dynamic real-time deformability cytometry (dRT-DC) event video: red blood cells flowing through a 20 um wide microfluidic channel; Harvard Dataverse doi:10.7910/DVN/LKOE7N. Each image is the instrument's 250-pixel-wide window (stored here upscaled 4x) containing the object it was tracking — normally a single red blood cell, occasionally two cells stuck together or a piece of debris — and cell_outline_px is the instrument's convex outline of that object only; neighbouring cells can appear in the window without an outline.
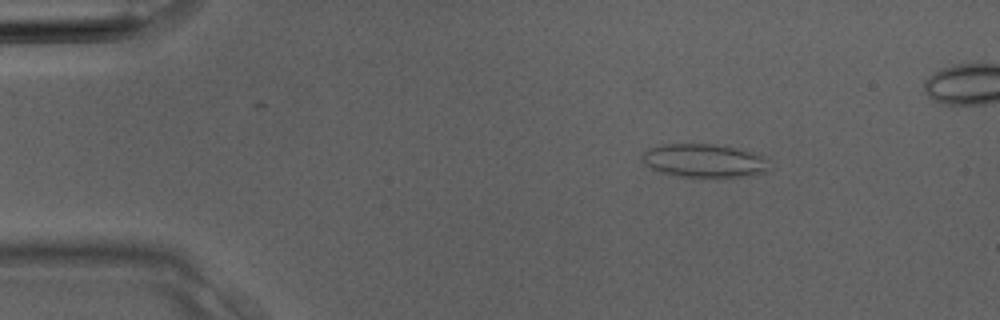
{"species": "Egyptian fruit bat (a non-hibernating species)", "species_latin": "Rousettus aegyptiacus", "temperature_condition": "room temperature", "stored_images_in_passage": 3, "camera_frame_rate_fps": 3000, "um_per_image_px": 0.085, "animal": {"sex": "male"}, "frame": {"image": 1, "passage_image": 1, "time_ms": 0.0, "image_size_px": [1000, 320], "cell_outline_px": [[764, 172], [744, 176], [696, 180], [660, 172], [644, 164], [640, 160], [640, 156], [648, 148], [664, 144], [716, 144], [736, 148], [752, 152], [760, 156], [764, 160]], "centroid_in_image_um": [59.72, 13.69], "position_along_channel_um": 25.3, "area_um2": 25.09}}